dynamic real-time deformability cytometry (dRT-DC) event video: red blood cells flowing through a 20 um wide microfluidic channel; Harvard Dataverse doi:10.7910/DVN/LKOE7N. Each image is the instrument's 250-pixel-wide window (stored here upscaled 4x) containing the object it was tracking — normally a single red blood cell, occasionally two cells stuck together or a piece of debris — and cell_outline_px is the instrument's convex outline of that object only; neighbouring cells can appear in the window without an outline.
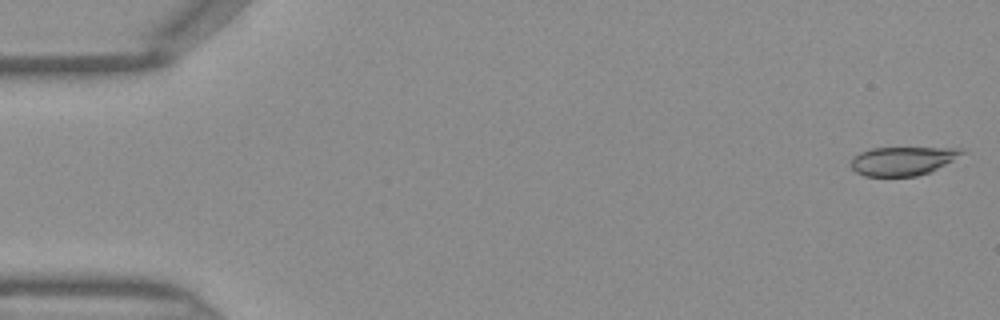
{"species": "Egyptian fruit bat (a non-hibernating species)", "species_latin": "Rousettus aegyptiacus", "temperature_condition": "warm", "stored_images_in_passage": 44, "camera_frame_rate_fps": 3000, "um_per_image_px": 0.085, "frame": {"image": 1, "passage_image": 1, "time_ms": 0.0, "image_size_px": [1000, 320], "cell_outline_px": [[968, 152], [932, 172], [916, 176], [864, 176], [856, 172], [848, 164], [852, 156], [860, 152], [872, 148], [960, 148]], "centroid_in_image_um": [76.72, 13.68], "position_along_channel_um": 8.3, "area_um2": 18.84}}
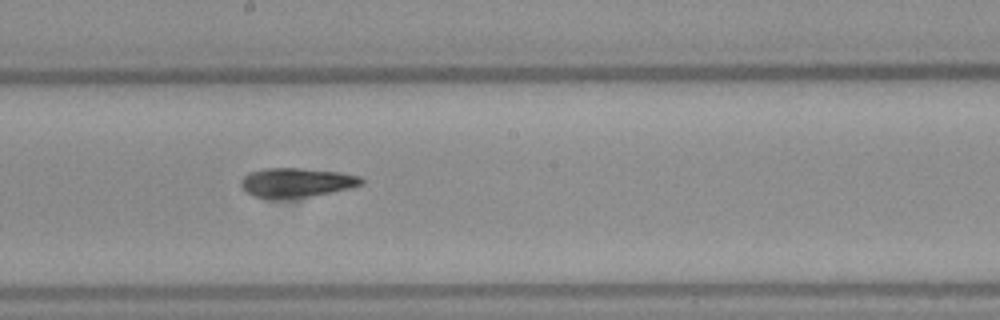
{"frame": {"image": 2, "passage_image": 25, "time_ms": 8.0, "image_size_px": [1000, 320], "cell_outline_px": [[364, 184], [348, 188], [308, 196], [272, 200], [252, 196], [240, 188], [240, 180], [248, 172], [264, 168], [304, 168], [340, 172], [360, 176], [364, 180]], "centroid_in_image_um": [25.12, 15.52], "position_along_channel_um": 223.1, "area_um2": 20.87}}
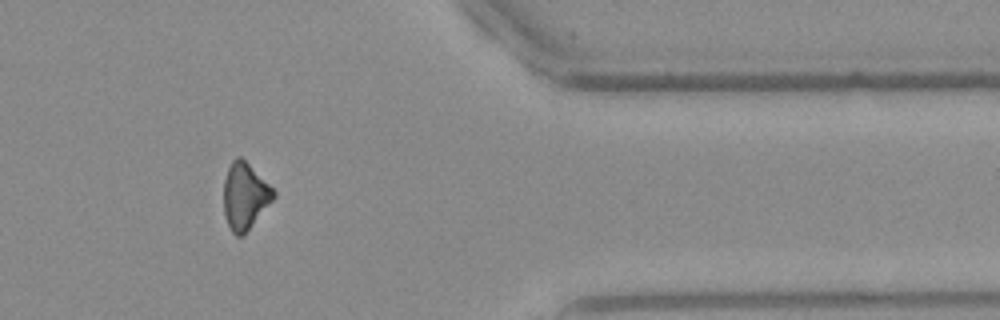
{"frame": {"image": 3, "passage_image": 38, "time_ms": 12.333, "image_size_px": [1000, 320], "cell_outline_px": [[276, 196], [244, 236], [236, 236], [232, 232], [224, 216], [224, 180], [228, 168], [232, 160], [236, 156], [240, 156], [276, 192]], "centroid_in_image_um": [20.8, 16.7], "position_along_channel_um": 390.6, "area_um2": 19.19}}